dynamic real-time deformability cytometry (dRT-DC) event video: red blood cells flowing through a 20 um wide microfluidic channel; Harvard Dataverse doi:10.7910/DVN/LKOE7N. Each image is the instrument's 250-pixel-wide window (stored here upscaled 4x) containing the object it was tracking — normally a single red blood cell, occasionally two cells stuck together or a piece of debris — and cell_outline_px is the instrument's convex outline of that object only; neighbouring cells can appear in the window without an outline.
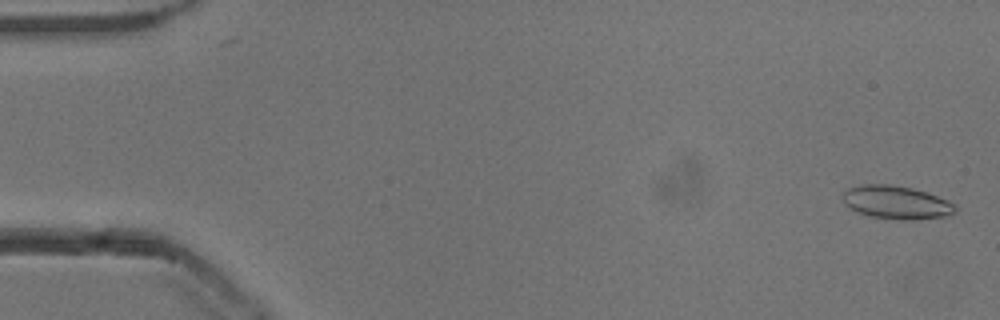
{"species": "common noctule bat (a hibernating species)", "species_latin": "Nyctalus noctula", "temperature_condition": "cold", "stored_images_in_passage": 54, "camera_frame_rate_fps": 3000, "um_per_image_px": 0.085, "animal": {"sex": "male", "body_mass_g": 13.3}, "frame": {"image": 1, "passage_image": 2, "time_ms": 0.333, "image_size_px": [1000, 320], "cell_outline_px": [[956, 212], [948, 216], [912, 220], [904, 220], [868, 216], [856, 212], [848, 208], [844, 204], [844, 192], [848, 188], [860, 184], [892, 184], [912, 188], [948, 200], [956, 204]], "centroid_in_image_um": [76.18, 17.21], "position_along_channel_um": 8.8, "area_um2": 21.96}}
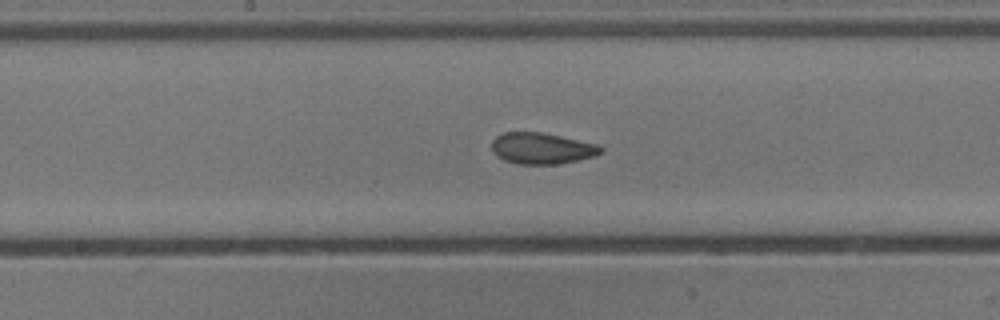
{"frame": {"image": 2, "passage_image": 28, "time_ms": 9.0, "image_size_px": [1000, 320], "cell_outline_px": [[604, 152], [596, 156], [556, 164], [516, 164], [504, 160], [496, 156], [492, 152], [492, 140], [496, 136], [504, 132], [540, 132], [560, 136], [596, 144], [604, 148]], "centroid_in_image_um": [46.03, 12.61], "position_along_channel_um": 202.2, "area_um2": 19.88}}
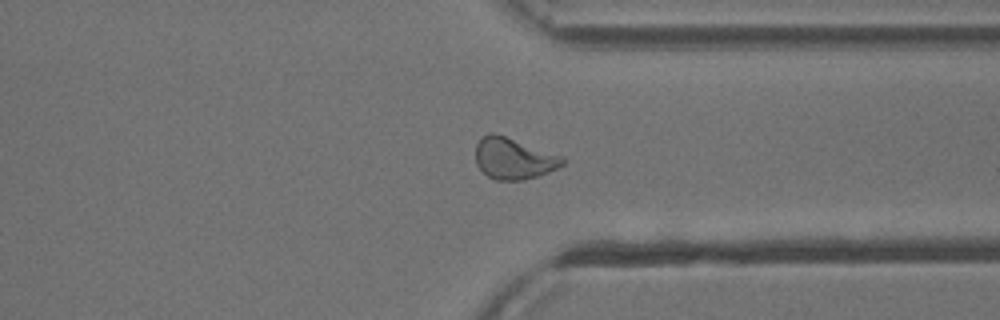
{"frame": {"image": 3, "passage_image": 41, "time_ms": 13.333, "image_size_px": [1000, 320], "cell_outline_px": [[568, 160], [564, 164], [556, 168], [536, 176], [524, 180], [496, 180], [488, 176], [476, 164], [476, 144], [488, 132], [492, 132], [564, 156]], "centroid_in_image_um": [43.68, 13.47], "position_along_channel_um": 367.7, "area_um2": 20.75}, "authors_computed_cell_mechanics": {"area_um2": 20.7213, "velocity_mm_per_s": 3.8532, "shape_relaxation_time_tau1_ms": 8.4019, "shape_relaxation_time_tau2_ms": 1.6237, "deformation_change_tau1": 0.1888, "deformation_change_tau2": 0.0719}}